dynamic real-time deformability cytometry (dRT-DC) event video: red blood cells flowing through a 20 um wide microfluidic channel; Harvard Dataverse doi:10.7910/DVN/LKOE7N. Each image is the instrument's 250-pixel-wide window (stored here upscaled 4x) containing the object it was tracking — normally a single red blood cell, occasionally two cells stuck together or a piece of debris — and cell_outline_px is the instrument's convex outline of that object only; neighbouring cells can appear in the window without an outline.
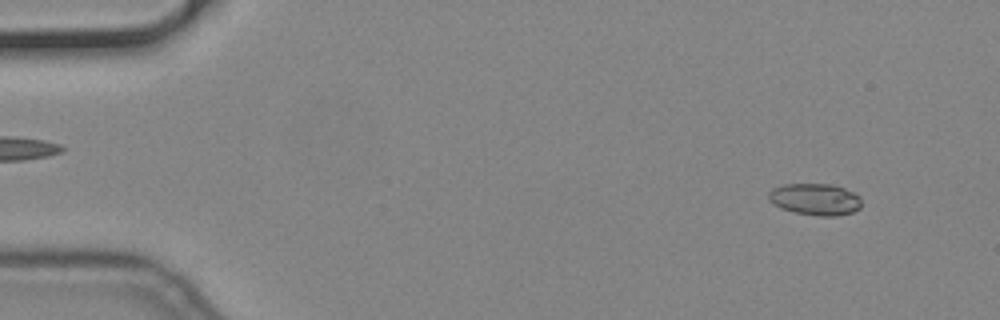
{"species": "common noctule bat (a hibernating species)", "species_latin": "Nyctalus noctula", "temperature_condition": "cold", "stored_images_in_passage": 14, "camera_frame_rate_fps": 3000, "um_per_image_px": 0.085, "animal": {"sex": "male", "body_mass_g": 19.2, "forearm_length_mm": 51.8}, "frame": {"image": 1, "passage_image": 5, "time_ms": 1.333, "image_size_px": [1000, 320], "cell_outline_px": [[860, 208], [852, 212], [836, 216], [816, 216], [796, 212], [780, 208], [772, 204], [768, 200], [768, 192], [772, 188], [784, 184], [832, 184], [844, 188], [860, 196]], "centroid_in_image_um": [69.25, 16.94], "position_along_channel_um": 15.7, "area_um2": 17.28}}